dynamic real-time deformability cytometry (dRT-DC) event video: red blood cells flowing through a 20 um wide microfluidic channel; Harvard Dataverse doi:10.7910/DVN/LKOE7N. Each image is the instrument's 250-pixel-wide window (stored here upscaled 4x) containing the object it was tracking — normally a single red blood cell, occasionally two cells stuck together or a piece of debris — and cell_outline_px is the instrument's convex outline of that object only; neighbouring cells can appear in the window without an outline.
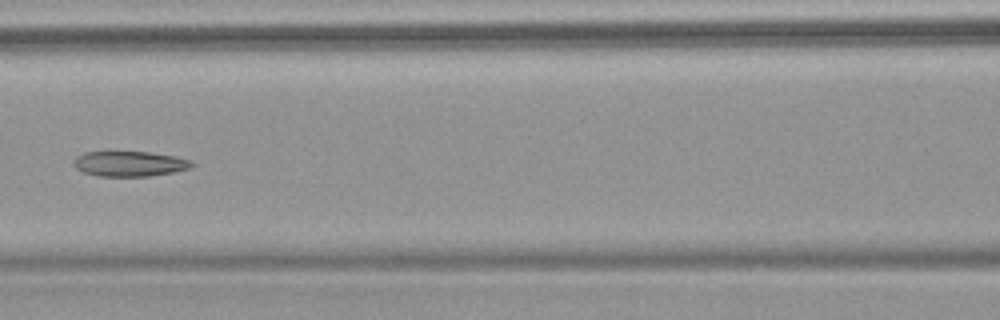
{"species": "common noctule bat (a hibernating species)", "species_latin": "Nyctalus noctula", "temperature_condition": "warm", "stored_images_in_passage": 6, "camera_frame_rate_fps": 3000, "um_per_image_px": 0.085, "animal": {"sex": "female", "body_mass_g": 18.4}, "frame": {"image": 1, "passage_image": 6, "time_ms": 6.667, "image_size_px": [1000, 320], "cell_outline_px": [[196, 164], [188, 168], [172, 172], [148, 176], [100, 176], [84, 172], [76, 168], [72, 164], [72, 160], [76, 156], [84, 152], [104, 148], [112, 148], [148, 152], [172, 156], [192, 160]], "centroid_in_image_um": [10.9, 13.85], "position_along_channel_um": 155.7, "area_um2": 18.26}}